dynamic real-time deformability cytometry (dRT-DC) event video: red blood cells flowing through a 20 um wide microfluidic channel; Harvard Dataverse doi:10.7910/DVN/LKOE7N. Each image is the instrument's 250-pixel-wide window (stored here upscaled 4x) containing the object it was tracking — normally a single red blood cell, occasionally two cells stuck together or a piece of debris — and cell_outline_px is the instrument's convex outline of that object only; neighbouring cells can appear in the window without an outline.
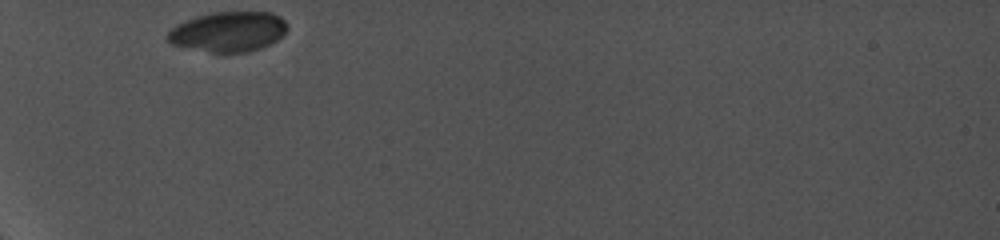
{"species": "common noctule bat (a hibernating species)", "species_latin": "Nyctalus noctula", "temperature_condition": "cold", "stored_images_in_passage": 19, "camera_frame_rate_fps": 5000, "um_per_image_px": 0.085, "animal": {"sex": "female", "body_mass_g": 19.0, "forearm_length_mm": 56.7}, "frame": {"image": 1, "passage_image": 1, "time_ms": 0.0, "image_size_px": [1000, 240], "cell_outline_px": [[288, 28], [276, 40], [260, 48], [248, 52], [212, 52], [172, 44], [168, 40], [168, 32], [176, 24], [184, 20], [196, 16], [212, 12], [272, 12], [280, 16], [288, 24]], "centroid_in_image_um": [19.42, 2.67], "position_along_channel_um": 65.6, "area_um2": 27.74}}
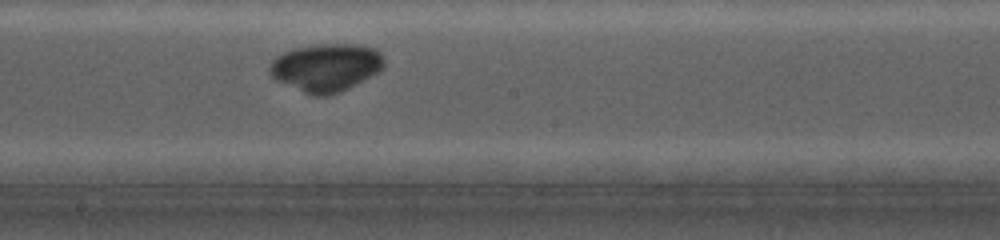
{"frame": {"image": 2, "passage_image": 12, "time_ms": 4.6, "image_size_px": [1000, 240], "cell_outline_px": [[384, 68], [380, 72], [348, 88], [328, 96], [312, 96], [276, 80], [268, 72], [268, 64], [276, 56], [284, 52], [296, 48], [320, 44], [356, 44], [372, 48], [380, 52], [384, 60]], "centroid_in_image_um": [27.7, 5.74], "position_along_channel_um": 220.5, "area_um2": 32.02}}
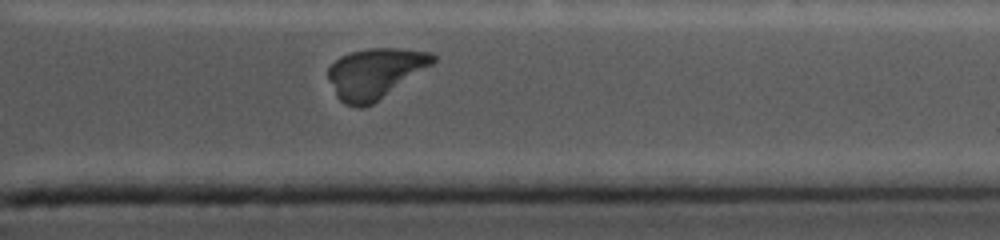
{"frame": {"image": 3, "passage_image": 19, "time_ms": 8.8, "image_size_px": [1000, 240], "cell_outline_px": [[436, 60], [432, 64], [372, 104], [364, 108], [356, 108], [344, 104], [336, 96], [328, 80], [328, 68], [340, 56], [352, 52], [368, 48], [400, 48], [432, 52], [436, 56]], "centroid_in_image_um": [31.85, 6.23], "position_along_channel_um": 379.5, "area_um2": 30.58}}